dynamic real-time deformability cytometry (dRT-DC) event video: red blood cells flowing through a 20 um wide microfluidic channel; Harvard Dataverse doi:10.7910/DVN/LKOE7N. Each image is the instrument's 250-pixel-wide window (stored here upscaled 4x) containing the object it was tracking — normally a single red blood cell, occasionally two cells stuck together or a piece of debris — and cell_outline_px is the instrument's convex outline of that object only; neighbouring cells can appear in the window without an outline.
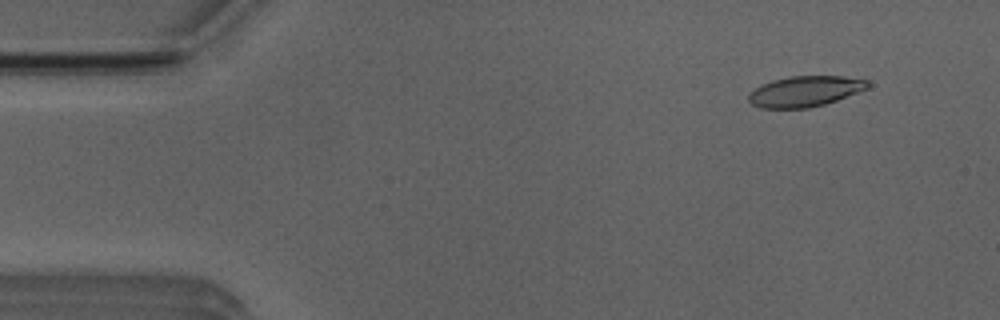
{"species": "Egyptian fruit bat (a non-hibernating species)", "species_latin": "Rousettus aegyptiacus", "temperature_condition": "room temperature", "stored_images_in_passage": 4, "camera_frame_rate_fps": 3000, "um_per_image_px": 0.085, "animal": {"sex": "male"}, "frame": {"image": 1, "passage_image": 1, "time_ms": 0.0, "image_size_px": [1000, 320], "cell_outline_px": [[872, 84], [868, 88], [836, 100], [824, 104], [808, 108], [760, 108], [752, 104], [748, 100], [748, 96], [760, 84], [772, 80], [788, 76], [844, 76], [868, 80]], "centroid_in_image_um": [68.43, 7.75], "position_along_channel_um": 16.6, "area_um2": 21.27}}
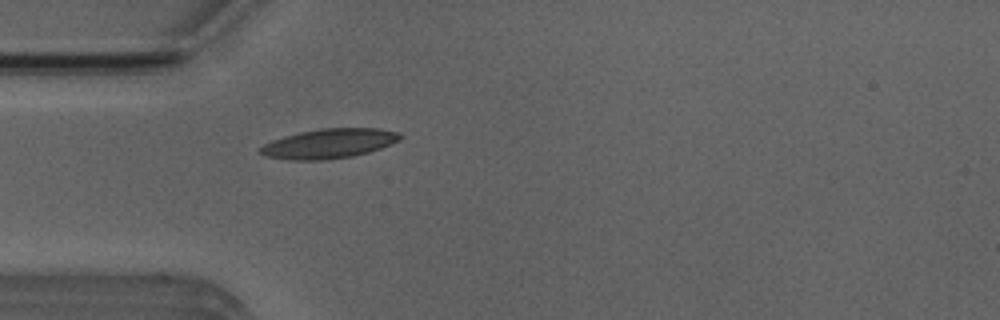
{"frame": {"image": 2, "passage_image": 4, "time_ms": 3.333, "image_size_px": [1000, 320], "cell_outline_px": [[404, 136], [400, 140], [392, 144], [368, 152], [352, 156], [320, 160], [288, 160], [264, 156], [260, 152], [260, 148], [264, 144], [272, 140], [284, 136], [300, 132], [320, 128], [380, 128], [400, 132]], "centroid_in_image_um": [28.0, 12.19], "position_along_channel_um": 57.0, "area_um2": 24.22}}